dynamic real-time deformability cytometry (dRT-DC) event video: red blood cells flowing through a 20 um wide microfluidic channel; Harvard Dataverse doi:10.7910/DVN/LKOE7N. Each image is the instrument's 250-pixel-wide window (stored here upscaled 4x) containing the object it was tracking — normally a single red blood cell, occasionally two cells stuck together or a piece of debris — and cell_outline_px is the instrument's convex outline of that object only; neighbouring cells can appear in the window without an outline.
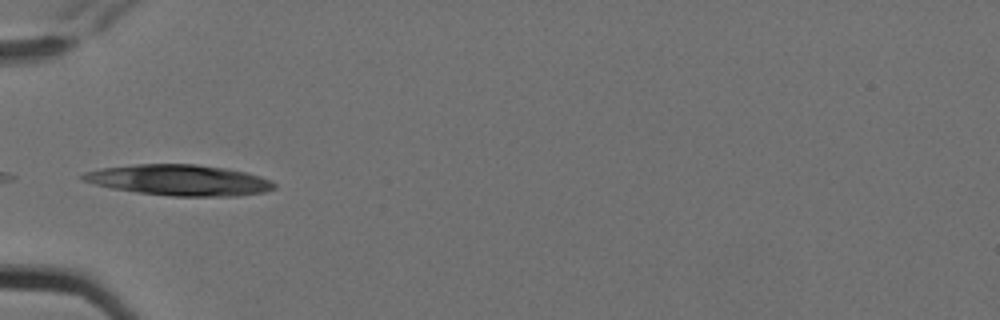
{"species": "Egyptian fruit bat (a non-hibernating species)", "species_latin": "Rousettus aegyptiacus", "temperature_condition": "cold", "stored_images_in_passage": 8, "camera_frame_rate_fps": 3000, "um_per_image_px": 0.085, "animal": {"sex": "female"}, "frame": {"image": 1, "passage_image": 5, "time_ms": 1.333, "image_size_px": [1000, 320], "cell_outline_px": [[276, 188], [264, 192], [236, 196], [172, 196], [136, 192], [112, 188], [80, 180], [80, 176], [84, 172], [100, 168], [136, 164], [196, 164], [228, 168], [260, 176], [272, 180], [276, 184]], "centroid_in_image_um": [15.24, 15.3], "position_along_channel_um": 69.8, "area_um2": 34.51}}
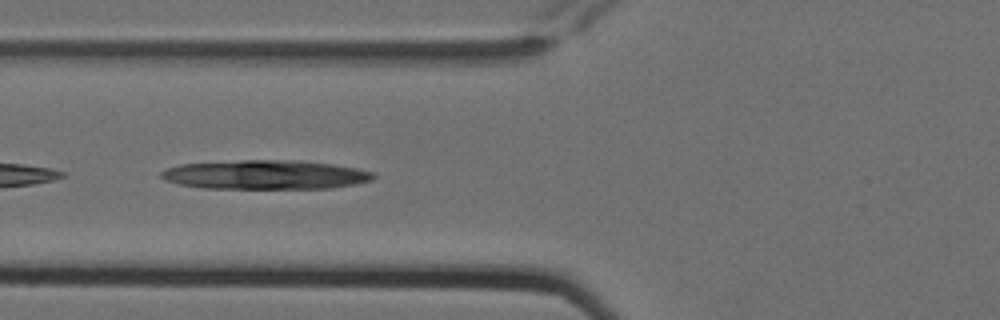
{"frame": {"image": 2, "passage_image": 6, "time_ms": 1.667, "image_size_px": [1000, 320], "cell_outline_px": [[376, 176], [372, 180], [356, 184], [332, 188], [204, 188], [180, 184], [164, 180], [160, 176], [160, 172], [168, 168], [180, 164], [240, 160], [300, 160], [332, 164], [356, 168], [372, 172]], "centroid_in_image_um": [22.56, 14.84], "position_along_channel_um": 103.2, "area_um2": 36.01}}